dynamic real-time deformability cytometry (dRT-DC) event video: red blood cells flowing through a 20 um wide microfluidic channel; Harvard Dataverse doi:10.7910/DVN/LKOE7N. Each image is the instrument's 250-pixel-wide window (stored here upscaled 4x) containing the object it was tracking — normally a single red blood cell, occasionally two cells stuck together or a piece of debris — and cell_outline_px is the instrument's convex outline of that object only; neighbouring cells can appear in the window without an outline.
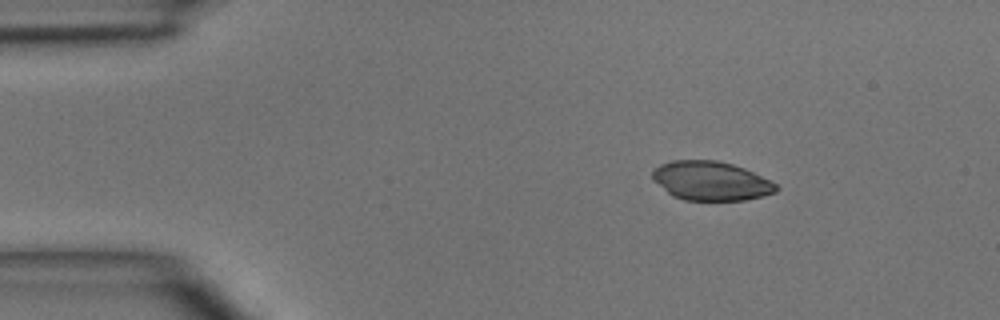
{"species": "common noctule bat (a hibernating species)", "species_latin": "Nyctalus noctula", "temperature_condition": "room temperature", "stored_images_in_passage": 5, "camera_frame_rate_fps": 3000, "um_per_image_px": 0.085, "animal": {"sex": "male", "body_mass_g": 15.6}, "frame": {"image": 1, "passage_image": 1, "time_ms": 0.0, "image_size_px": [1000, 320], "cell_outline_px": [[780, 188], [776, 192], [744, 200], [684, 200], [672, 196], [652, 180], [652, 172], [660, 164], [672, 160], [716, 160], [732, 164], [744, 168], [776, 184]], "centroid_in_image_um": [60.39, 15.37], "position_along_channel_um": 24.6, "area_um2": 28.03}}
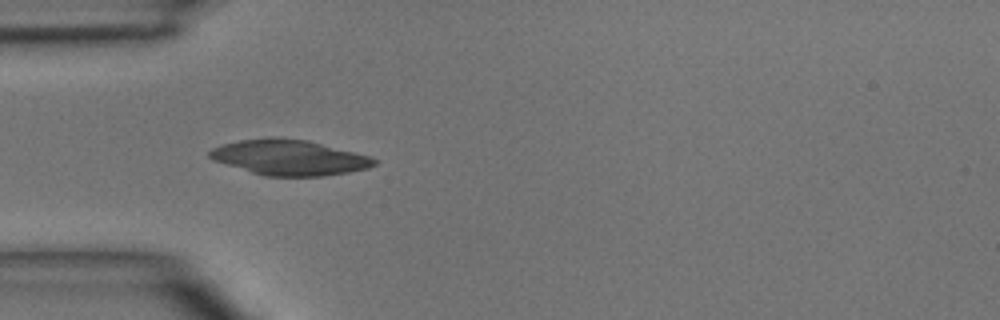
{"frame": {"image": 2, "passage_image": 3, "time_ms": 2.333, "image_size_px": [1000, 320], "cell_outline_px": [[380, 160], [376, 164], [368, 168], [348, 172], [324, 176], [264, 176], [212, 160], [208, 156], [208, 152], [212, 148], [224, 144], [240, 140], [268, 136], [272, 136], [308, 140], [372, 156]], "centroid_in_image_um": [24.61, 13.38], "position_along_channel_um": 60.4, "area_um2": 34.28}}
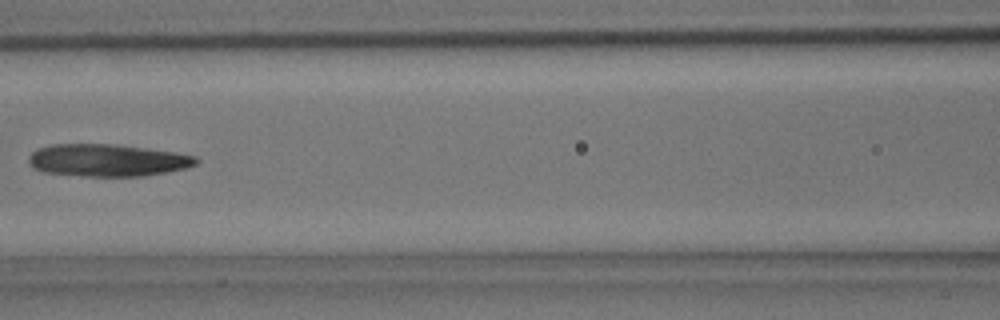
{"frame": {"image": 3, "passage_image": 5, "time_ms": 4.667, "image_size_px": [1000, 320], "cell_outline_px": [[200, 160], [196, 164], [188, 168], [168, 172], [144, 176], [88, 176], [44, 172], [32, 168], [28, 164], [28, 156], [32, 152], [40, 148], [52, 144], [116, 144], [176, 152], [196, 156]], "centroid_in_image_um": [9.15, 13.62], "position_along_channel_um": 157.4, "area_um2": 31.73}}